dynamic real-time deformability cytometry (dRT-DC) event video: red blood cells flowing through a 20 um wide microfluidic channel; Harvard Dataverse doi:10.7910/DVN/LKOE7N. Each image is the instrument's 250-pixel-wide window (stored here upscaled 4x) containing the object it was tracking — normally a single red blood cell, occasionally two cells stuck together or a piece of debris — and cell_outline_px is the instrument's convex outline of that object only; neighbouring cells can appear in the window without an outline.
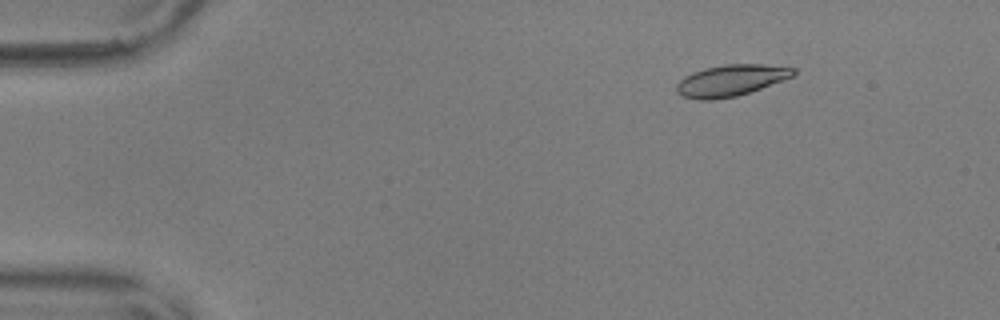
{"species": "common noctule bat (a hibernating species)", "species_latin": "Nyctalus noctula", "temperature_condition": "warm", "stored_images_in_passage": 49, "camera_frame_rate_fps": 3000, "um_per_image_px": 0.085, "animal": {"sex": "male", "body_mass_g": 17.9, "forearm_length_mm": 54.2}, "frame": {"image": 1, "passage_image": 1, "time_ms": 0.0, "image_size_px": [1000, 320], "cell_outline_px": [[796, 72], [792, 76], [760, 88], [736, 96], [712, 100], [700, 100], [684, 96], [676, 92], [676, 84], [684, 76], [692, 72], [704, 68], [724, 64], [760, 64], [796, 68]], "centroid_in_image_um": [62.07, 6.83], "position_along_channel_um": 22.9, "area_um2": 21.15}}
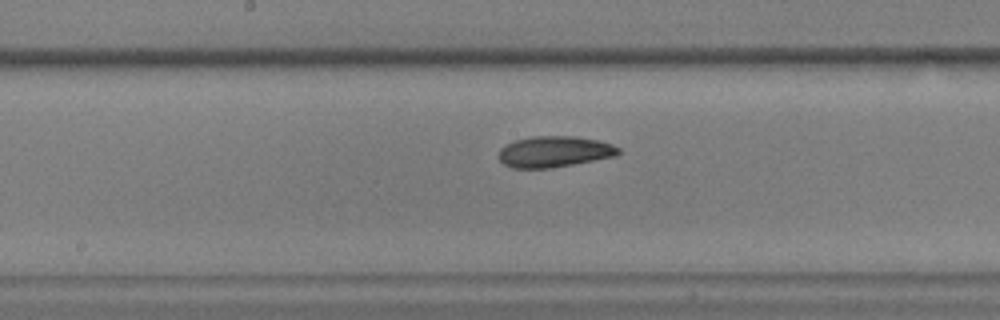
{"frame": {"image": 2, "passage_image": 23, "time_ms": 7.333, "image_size_px": [1000, 320], "cell_outline_px": [[620, 152], [616, 156], [552, 168], [512, 168], [504, 164], [500, 160], [500, 148], [504, 144], [516, 140], [532, 136], [576, 136], [600, 140], [612, 144], [620, 148]], "centroid_in_image_um": [47.13, 12.88], "position_along_channel_um": 201.1, "area_um2": 21.79}}
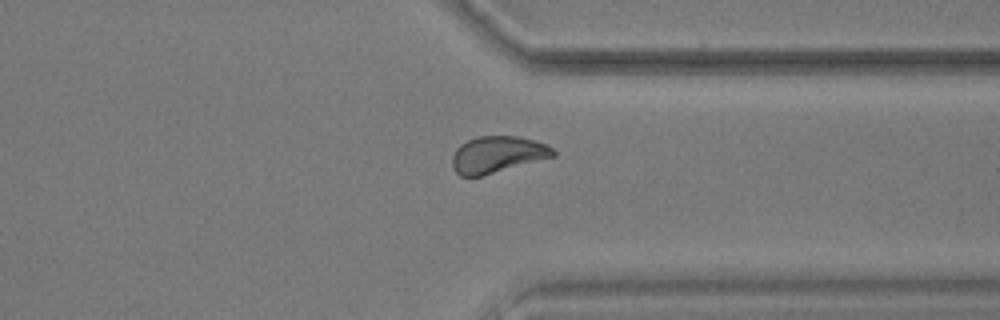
{"frame": {"image": 3, "passage_image": 37, "time_ms": 12.0, "image_size_px": [1000, 320], "cell_outline_px": [[556, 156], [480, 176], [460, 176], [452, 168], [452, 156], [456, 148], [460, 144], [476, 136], [520, 136], [548, 144], [556, 152]], "centroid_in_image_um": [42.28, 13.12], "position_along_channel_um": 369.1, "area_um2": 21.62}, "authors_computed_cell_mechanics": {"area_um2": 21.7906, "velocity_mm_per_s": 3.6141, "shape_relaxation_time_tau1_ms": 4.4656, "shape_relaxation_time_tau2_ms": 4.5863, "deformation_change_tau1": 0.1246, "deformation_change_tau2": 0.0883}}